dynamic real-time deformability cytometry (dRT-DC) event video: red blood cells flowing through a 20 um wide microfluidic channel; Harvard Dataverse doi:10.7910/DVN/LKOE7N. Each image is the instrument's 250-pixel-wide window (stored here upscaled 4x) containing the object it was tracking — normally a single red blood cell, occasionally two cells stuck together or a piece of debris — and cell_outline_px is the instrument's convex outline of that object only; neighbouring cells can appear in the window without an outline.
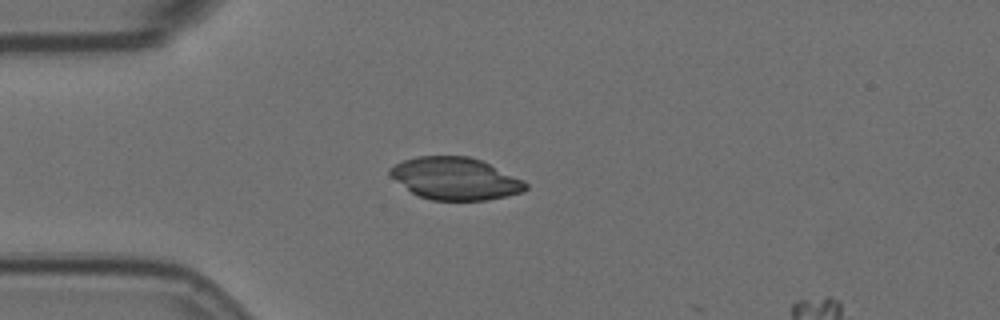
{"species": "Egyptian fruit bat (a non-hibernating species)", "species_latin": "Rousettus aegyptiacus", "temperature_condition": "room temperature", "stored_images_in_passage": 20, "camera_frame_rate_fps": 3000, "um_per_image_px": 0.085, "animal": {"sex": "female"}, "frame": {"image": 1, "passage_image": 14, "time_ms": 4.333, "image_size_px": [1000, 320], "cell_outline_px": [[528, 188], [524, 192], [488, 200], [432, 200], [420, 196], [412, 192], [388, 176], [388, 168], [404, 160], [416, 156], [468, 156], [480, 160], [524, 180], [528, 184]], "centroid_in_image_um": [38.69, 15.18], "position_along_channel_um": 46.3, "area_um2": 33.41}}
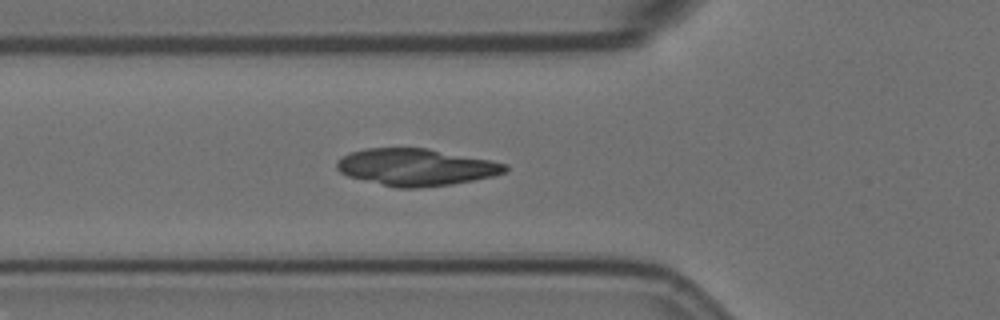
{"frame": {"image": 2, "passage_image": 19, "time_ms": 6.0, "image_size_px": [1000, 320], "cell_outline_px": [[508, 168], [504, 172], [492, 176], [452, 184], [416, 188], [396, 188], [348, 176], [340, 172], [336, 168], [336, 160], [348, 152], [364, 148], [428, 148], [492, 160], [508, 164]], "centroid_in_image_um": [35.33, 14.2], "position_along_channel_um": 90.5, "area_um2": 36.41}}